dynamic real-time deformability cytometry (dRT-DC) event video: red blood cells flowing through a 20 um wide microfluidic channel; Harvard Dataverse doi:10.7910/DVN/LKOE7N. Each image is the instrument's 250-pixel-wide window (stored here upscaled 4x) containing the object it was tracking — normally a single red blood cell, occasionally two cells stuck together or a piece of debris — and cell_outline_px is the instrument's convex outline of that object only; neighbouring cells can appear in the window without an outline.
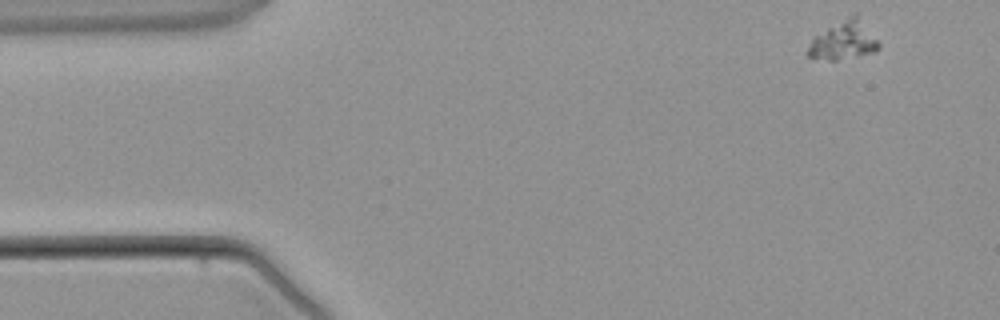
{"species": "common noctule bat (a hibernating species)", "species_latin": "Nyctalus noctula", "temperature_condition": "warm", "stored_images_in_passage": 2, "camera_frame_rate_fps": 3000, "um_per_image_px": 0.085, "animal": {"sex": "male", "body_mass_g": 21.5, "forearm_length_mm": 52.0}, "frame": {"image": 1, "passage_image": 2, "time_ms": 1.333, "image_size_px": [1000, 320], "cell_outline_px": [[880, 48], [872, 52], [836, 60], [828, 60], [808, 56], [808, 48], [812, 40], [816, 36], [828, 28], [848, 16], [856, 12], [880, 44]], "centroid_in_image_um": [71.74, 3.43], "position_along_channel_um": 13.3, "area_um2": 15.32}}